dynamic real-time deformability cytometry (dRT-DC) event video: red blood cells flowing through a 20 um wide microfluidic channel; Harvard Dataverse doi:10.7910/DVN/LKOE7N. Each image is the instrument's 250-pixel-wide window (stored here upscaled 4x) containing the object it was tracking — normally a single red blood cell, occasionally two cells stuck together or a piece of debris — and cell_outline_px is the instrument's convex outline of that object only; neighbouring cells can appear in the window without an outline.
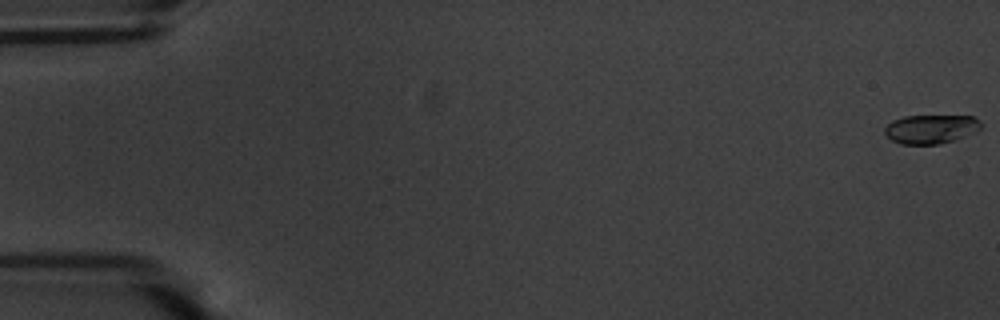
{"species": "common noctule bat (a hibernating species)", "species_latin": "Nyctalus noctula", "temperature_condition": "warm", "stored_images_in_passage": 57, "camera_frame_rate_fps": 3000, "um_per_image_px": 0.085, "animal": {"sex": "male", "body_mass_g": 20.1, "forearm_length_mm": 53.5}, "frame": {"image": 1, "passage_image": 1, "time_ms": 0.0, "image_size_px": [1000, 320], "cell_outline_px": [[980, 128], [952, 140], [940, 144], [900, 144], [892, 140], [884, 132], [884, 128], [892, 120], [904, 116], [972, 116], [980, 124]], "centroid_in_image_um": [79.03, 10.96], "position_along_channel_um": 6.0, "area_um2": 15.78}}
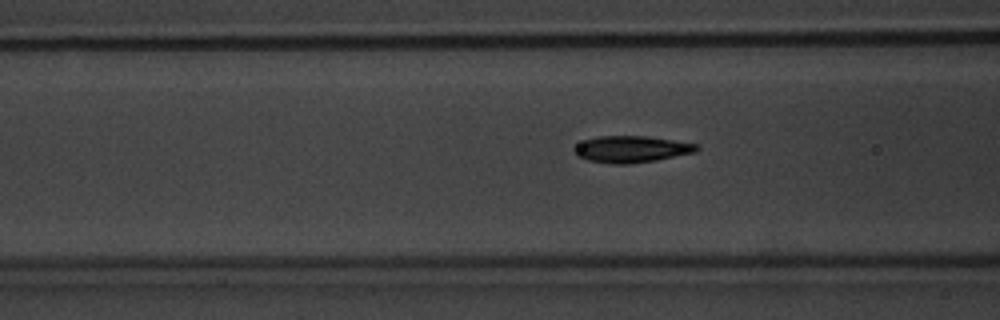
{"frame": {"image": 2, "passage_image": 23, "time_ms": 7.333, "image_size_px": [1000, 320], "cell_outline_px": [[700, 148], [696, 152], [656, 160], [628, 164], [612, 164], [588, 160], [576, 156], [572, 148], [584, 140], [600, 136], [644, 136], [672, 140], [696, 144]], "centroid_in_image_um": [53.64, 12.69], "position_along_channel_um": 113.0, "area_um2": 18.9}}
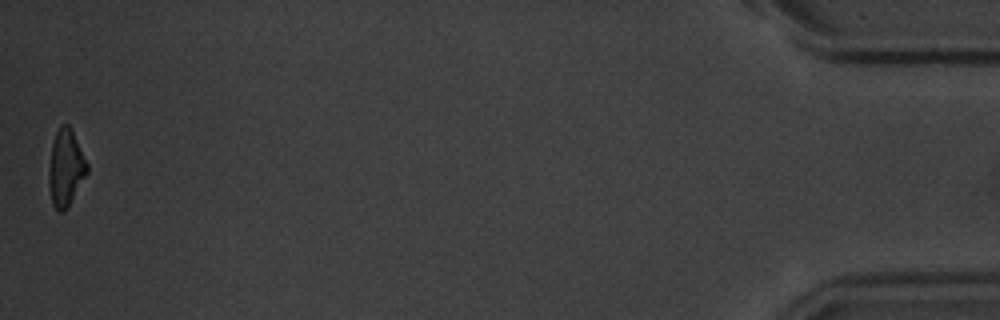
{"frame": {"image": 3, "passage_image": 57, "time_ms": 18.667, "image_size_px": [1000, 320], "cell_outline_px": [[88, 172], [68, 208], [64, 212], [60, 212], [52, 204], [48, 180], [48, 176], [52, 144], [56, 132], [60, 124], [68, 124], [88, 164]], "centroid_in_image_um": [5.58, 14.31], "position_along_channel_um": 429.6, "area_um2": 16.94}, "authors_computed_cell_mechanics": {"area_um2": 17.8602, "velocity_mm_per_s": 3.5998, "shape_relaxation_time_tau1_ms": 3.0699, "shape_relaxation_time_tau2_ms": 2.575, "deformation_change_tau1": 0.1595, "deformation_change_tau2": 0.0495}}